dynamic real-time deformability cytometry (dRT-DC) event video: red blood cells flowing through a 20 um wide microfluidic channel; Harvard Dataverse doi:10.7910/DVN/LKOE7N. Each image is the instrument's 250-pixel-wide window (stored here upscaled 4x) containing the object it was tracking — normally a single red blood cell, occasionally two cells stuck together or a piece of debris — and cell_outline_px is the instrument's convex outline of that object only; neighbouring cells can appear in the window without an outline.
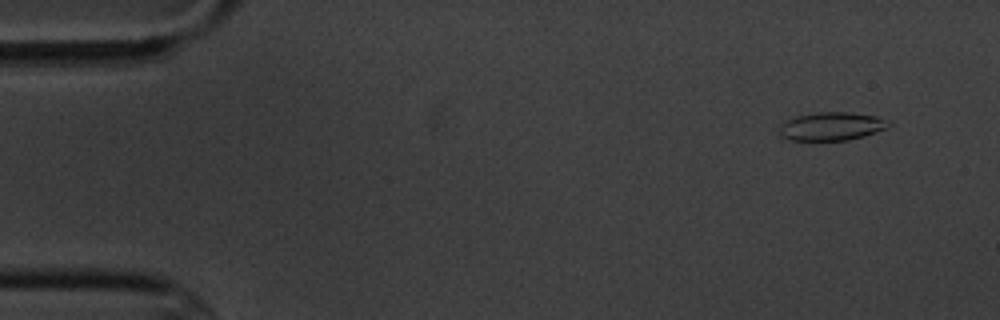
{"species": "common noctule bat (a hibernating species)", "species_latin": "Nyctalus noctula", "temperature_condition": "cold", "stored_images_in_passage": 6, "camera_frame_rate_fps": 3000, "um_per_image_px": 0.085, "animal": {"sex": "male", "body_mass_g": 20.1, "forearm_length_mm": 53.5}, "frame": {"image": 1, "passage_image": 2, "time_ms": 1.333, "image_size_px": [1000, 320], "cell_outline_px": [[892, 124], [888, 128], [864, 136], [848, 140], [788, 140], [780, 136], [780, 124], [796, 116], [816, 112], [852, 112], [876, 116], [892, 120]], "centroid_in_image_um": [70.74, 10.73], "position_along_channel_um": 14.3, "area_um2": 18.26}}
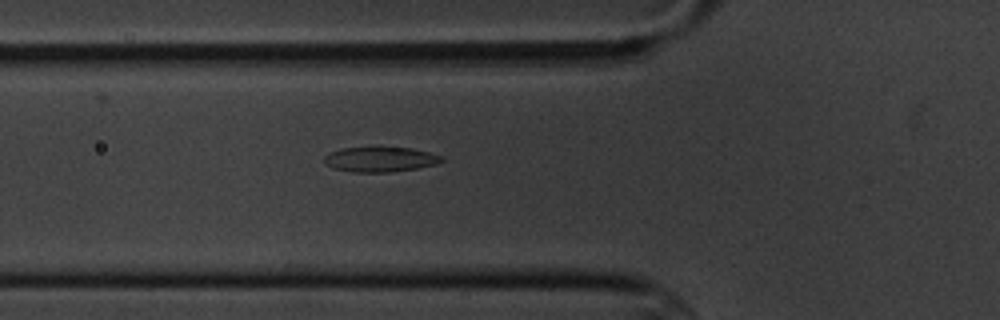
{"frame": {"image": 2, "passage_image": 6, "time_ms": 6.667, "image_size_px": [1000, 320], "cell_outline_px": [[444, 160], [436, 164], [416, 168], [392, 172], [356, 172], [332, 168], [324, 164], [324, 156], [328, 152], [340, 148], [380, 144], [412, 148], [444, 156]], "centroid_in_image_um": [32.28, 13.49], "position_along_channel_um": 93.5, "area_um2": 18.09}}